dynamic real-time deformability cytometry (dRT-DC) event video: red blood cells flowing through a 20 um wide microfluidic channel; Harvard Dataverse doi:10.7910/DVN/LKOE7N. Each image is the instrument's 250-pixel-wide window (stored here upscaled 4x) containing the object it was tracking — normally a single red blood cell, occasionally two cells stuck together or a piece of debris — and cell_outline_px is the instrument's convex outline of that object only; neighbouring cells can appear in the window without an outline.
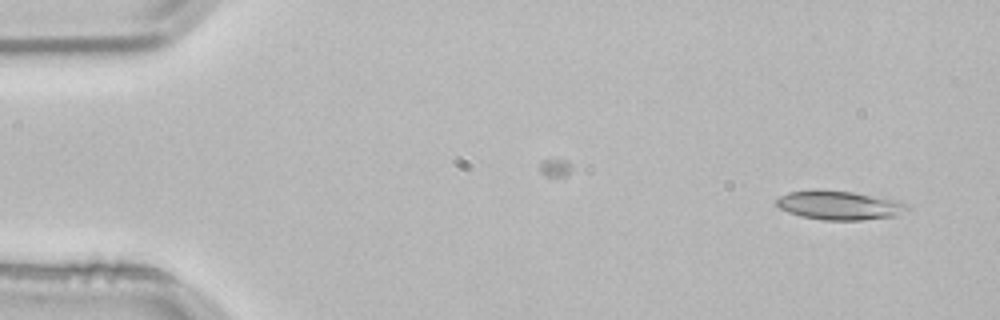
{"species": "common noctule bat (a hibernating species)", "species_latin": "Nyctalus noctula", "temperature_condition": "room temperature", "stored_images_in_passage": 2, "camera_frame_rate_fps": 3000, "um_per_image_px": 0.085, "animal": {"sex": "male", "body_mass_g": 21.5, "forearm_length_mm": 52.0}, "frame": {"image": 1, "passage_image": 2, "time_ms": 0.333, "image_size_px": [1000, 320], "cell_outline_px": [[908, 208], [896, 216], [860, 220], [820, 220], [800, 216], [788, 212], [780, 208], [776, 204], [776, 200], [780, 196], [788, 192], [816, 188], [852, 192], [896, 200], [908, 204]], "centroid_in_image_um": [71.28, 17.44], "position_along_channel_um": 13.7, "area_um2": 22.2}}